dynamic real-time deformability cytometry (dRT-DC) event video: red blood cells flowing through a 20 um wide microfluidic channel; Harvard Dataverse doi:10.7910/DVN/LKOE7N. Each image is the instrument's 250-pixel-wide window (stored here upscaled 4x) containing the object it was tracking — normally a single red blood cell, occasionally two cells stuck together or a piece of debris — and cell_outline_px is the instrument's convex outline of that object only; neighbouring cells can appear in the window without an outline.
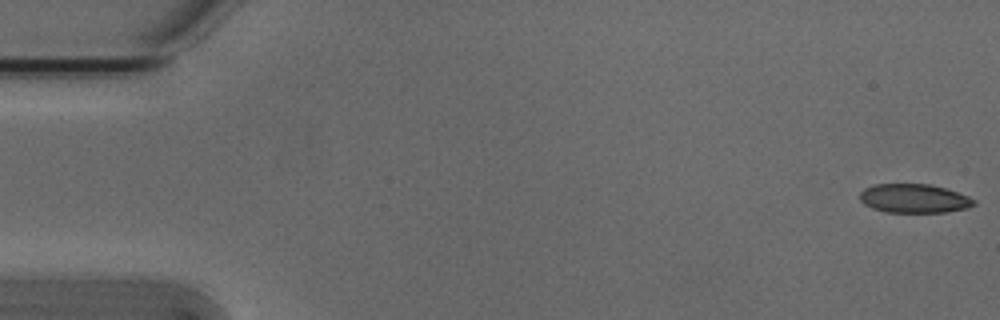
{"species": "Egyptian fruit bat (a non-hibernating species)", "species_latin": "Rousettus aegyptiacus", "temperature_condition": "cold", "stored_images_in_passage": 49, "camera_frame_rate_fps": 3000, "um_per_image_px": 0.085, "animal": {"sex": "male"}, "frame": {"image": 1, "passage_image": 1, "time_ms": 0.0, "image_size_px": [1000, 320], "cell_outline_px": [[976, 204], [968, 208], [944, 212], [884, 212], [872, 208], [864, 204], [860, 200], [860, 192], [864, 188], [872, 184], [928, 184], [944, 188], [968, 196], [976, 200]], "centroid_in_image_um": [77.67, 16.87], "position_along_channel_um": 7.3, "area_um2": 19.25}}
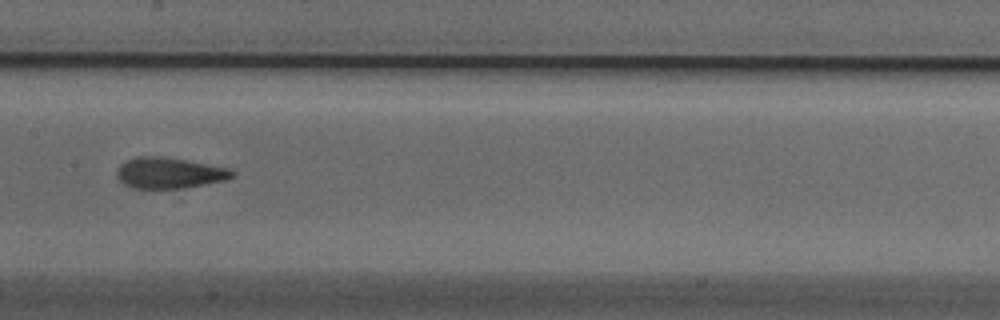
{"frame": {"image": 2, "passage_image": 27, "time_ms": 8.667, "image_size_px": [1000, 320], "cell_outline_px": [[236, 176], [224, 180], [204, 184], [180, 188], [132, 188], [124, 184], [116, 176], [116, 172], [120, 164], [136, 156], [164, 156], [188, 160], [228, 168], [236, 172]], "centroid_in_image_um": [14.38, 14.69], "position_along_channel_um": 193.0, "area_um2": 20.81}}
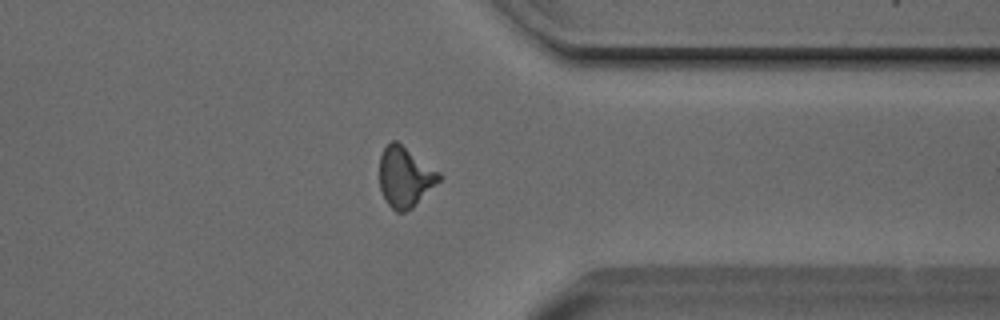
{"frame": {"image": 3, "passage_image": 42, "time_ms": 13.667, "image_size_px": [1000, 320], "cell_outline_px": [[444, 176], [412, 208], [404, 212], [396, 212], [388, 204], [380, 188], [380, 156], [384, 148], [392, 140], [396, 140], [440, 172]], "centroid_in_image_um": [34.43, 15.03], "position_along_channel_um": 377.0, "area_um2": 20.75}, "authors_computed_cell_mechanics": {"area_um2": 20.6346, "velocity_mm_per_s": 3.8085, "shape_relaxation_time_tau1_ms": 6.048, "shape_relaxation_time_tau2_ms": 1.7087, "deformation_change_tau1": 0.1703, "deformation_change_tau2": 0.0761}}